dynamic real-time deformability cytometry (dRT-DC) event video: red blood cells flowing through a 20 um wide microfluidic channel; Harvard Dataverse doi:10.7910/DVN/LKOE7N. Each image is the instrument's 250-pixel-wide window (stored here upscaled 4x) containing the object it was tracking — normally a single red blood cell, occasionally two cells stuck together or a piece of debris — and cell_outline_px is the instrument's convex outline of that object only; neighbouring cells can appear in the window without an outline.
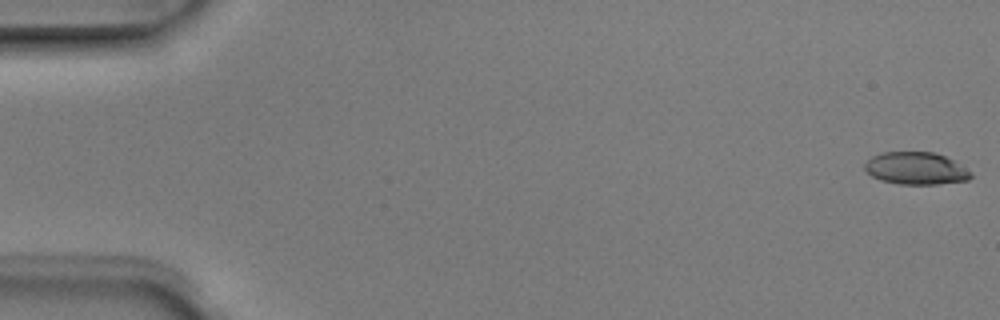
{"species": "Egyptian fruit bat (a non-hibernating species)", "species_latin": "Rousettus aegyptiacus", "temperature_condition": "room temperature", "stored_images_in_passage": 6, "segment_of_instrument_passage": [1, 2], "camera_frame_rate_fps": 3000, "um_per_image_px": 0.085, "animal": {"sex": "male"}, "frame": {"image": 1, "passage_image": 1, "time_ms": 0.0, "image_size_px": [1000, 320], "cell_outline_px": [[972, 176], [968, 180], [936, 184], [900, 184], [880, 180], [872, 176], [864, 168], [864, 164], [872, 156], [884, 152], [932, 152], [944, 156], [952, 160], [972, 172]], "centroid_in_image_um": [77.84, 14.31], "position_along_channel_um": 7.2, "area_um2": 19.83}}
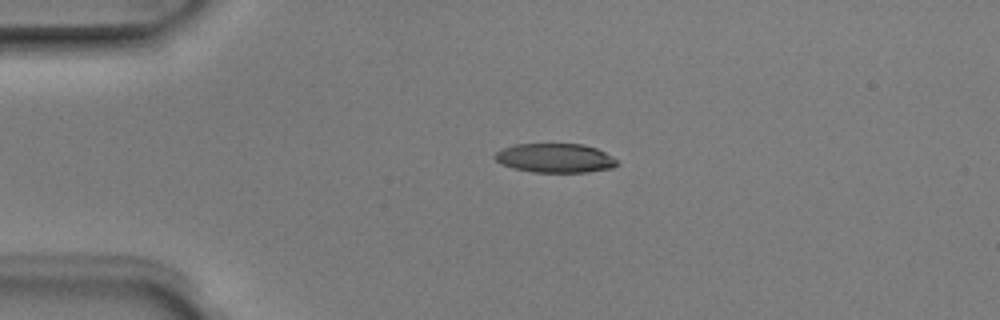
{"frame": {"image": 2, "passage_image": 4, "time_ms": 1.0, "image_size_px": [1000, 320], "cell_outline_px": [[620, 164], [612, 168], [588, 172], [532, 172], [512, 168], [500, 164], [492, 156], [496, 152], [512, 144], [584, 144], [596, 148], [612, 156]], "centroid_in_image_um": [47.17, 13.44], "position_along_channel_um": 37.8, "area_um2": 20.92}}